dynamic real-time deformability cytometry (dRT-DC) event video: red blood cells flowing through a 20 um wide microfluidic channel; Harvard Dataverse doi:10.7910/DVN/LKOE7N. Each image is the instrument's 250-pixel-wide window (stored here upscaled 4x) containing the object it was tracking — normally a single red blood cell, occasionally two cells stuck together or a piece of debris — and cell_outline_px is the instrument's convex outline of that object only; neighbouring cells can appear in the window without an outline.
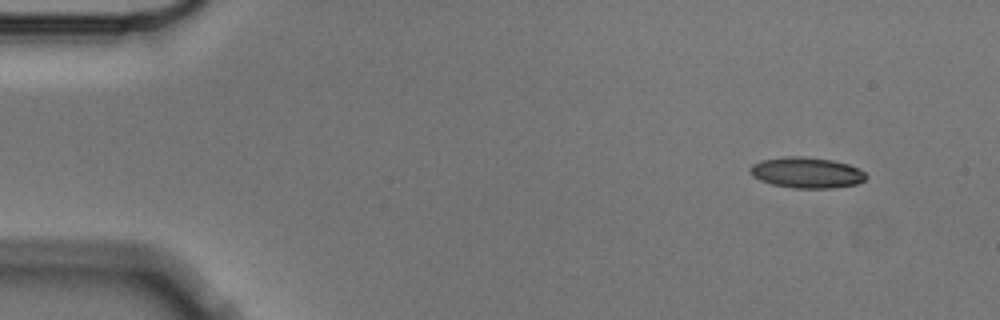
{"species": "Egyptian fruit bat (a non-hibernating species)", "species_latin": "Rousettus aegyptiacus", "temperature_condition": "cold", "stored_images_in_passage": 4, "camera_frame_rate_fps": 3000, "um_per_image_px": 0.085, "animal": {"sex": "male"}, "frame": {"image": 1, "passage_image": 1, "time_ms": 0.0, "image_size_px": [1000, 320], "cell_outline_px": [[868, 176], [864, 180], [856, 184], [832, 188], [796, 188], [772, 184], [760, 180], [752, 176], [748, 172], [748, 168], [752, 164], [760, 160], [784, 156], [804, 156], [832, 160], [848, 164], [860, 168]], "centroid_in_image_um": [68.54, 14.66], "position_along_channel_um": 16.5, "area_um2": 21.04}}
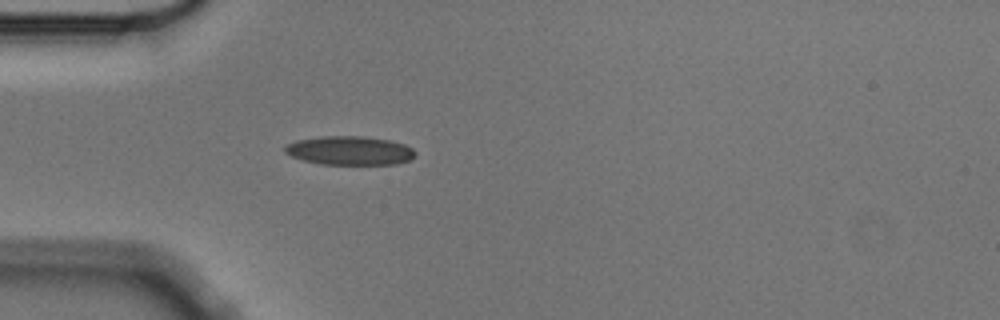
{"frame": {"image": 2, "passage_image": 4, "time_ms": 1.0, "image_size_px": [1000, 320], "cell_outline_px": [[416, 156], [408, 160], [396, 164], [320, 164], [304, 160], [292, 156], [284, 152], [284, 148], [288, 144], [296, 140], [320, 136], [364, 136], [388, 140], [404, 144], [412, 148], [416, 152]], "centroid_in_image_um": [29.73, 12.79], "position_along_channel_um": 55.3, "area_um2": 21.85}}